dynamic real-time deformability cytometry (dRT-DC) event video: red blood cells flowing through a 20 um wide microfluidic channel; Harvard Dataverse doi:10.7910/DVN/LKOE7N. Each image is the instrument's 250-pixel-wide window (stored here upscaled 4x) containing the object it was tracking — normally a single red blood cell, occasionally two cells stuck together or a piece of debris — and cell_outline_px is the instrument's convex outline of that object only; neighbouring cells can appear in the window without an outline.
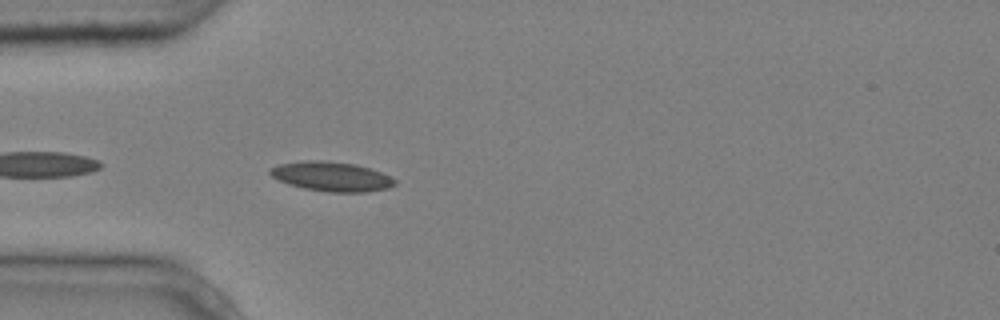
{"species": "common noctule bat (a hibernating species)", "species_latin": "Nyctalus noctula", "temperature_condition": "cold", "stored_images_in_passage": 3, "camera_frame_rate_fps": 3000, "um_per_image_px": 0.085, "animal": {"sex": "male", "body_mass_g": 20.4}, "frame": {"image": 1, "passage_image": 3, "time_ms": 0.667, "image_size_px": [1000, 320], "cell_outline_px": [[396, 184], [388, 188], [368, 192], [328, 192], [304, 188], [288, 184], [276, 180], [268, 172], [272, 168], [280, 164], [304, 160], [324, 160], [356, 164], [380, 172], [396, 180]], "centroid_in_image_um": [28.16, 15.0], "position_along_channel_um": 56.8, "area_um2": 21.44}}